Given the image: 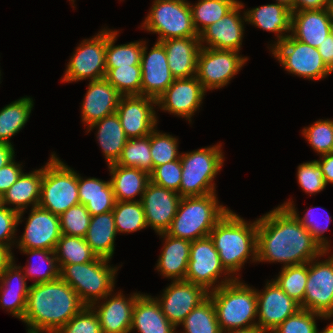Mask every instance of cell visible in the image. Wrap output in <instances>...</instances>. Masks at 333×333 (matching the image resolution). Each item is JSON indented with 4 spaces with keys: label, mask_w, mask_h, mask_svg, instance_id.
<instances>
[{
    "label": "cell",
    "mask_w": 333,
    "mask_h": 333,
    "mask_svg": "<svg viewBox=\"0 0 333 333\" xmlns=\"http://www.w3.org/2000/svg\"><path fill=\"white\" fill-rule=\"evenodd\" d=\"M42 178L43 166L29 173L22 172L17 181L2 195L1 205L19 213L17 225L22 223L28 206L33 208L39 205Z\"/></svg>",
    "instance_id": "cell-27"
},
{
    "label": "cell",
    "mask_w": 333,
    "mask_h": 333,
    "mask_svg": "<svg viewBox=\"0 0 333 333\" xmlns=\"http://www.w3.org/2000/svg\"><path fill=\"white\" fill-rule=\"evenodd\" d=\"M294 201L288 199L286 202L281 204L280 206L287 208L295 218L308 230V232L312 235V237L319 243V245L326 251H331L330 247V240L328 241L327 237H325L324 233L328 230L329 224L331 222L332 217L330 214L324 210L323 207H310L308 208L307 212H305L304 216L301 217L298 213V210L295 208ZM319 208V209H318ZM315 210L319 213V210H323L324 212V219L323 221L326 222L321 224L320 220H317V214ZM320 222V223H319ZM325 225V226H324Z\"/></svg>",
    "instance_id": "cell-45"
},
{
    "label": "cell",
    "mask_w": 333,
    "mask_h": 333,
    "mask_svg": "<svg viewBox=\"0 0 333 333\" xmlns=\"http://www.w3.org/2000/svg\"><path fill=\"white\" fill-rule=\"evenodd\" d=\"M243 7L239 1L223 18L206 27L199 34L201 47L240 52L246 22L245 12L240 15Z\"/></svg>",
    "instance_id": "cell-19"
},
{
    "label": "cell",
    "mask_w": 333,
    "mask_h": 333,
    "mask_svg": "<svg viewBox=\"0 0 333 333\" xmlns=\"http://www.w3.org/2000/svg\"><path fill=\"white\" fill-rule=\"evenodd\" d=\"M331 0H294L293 12L330 9Z\"/></svg>",
    "instance_id": "cell-56"
},
{
    "label": "cell",
    "mask_w": 333,
    "mask_h": 333,
    "mask_svg": "<svg viewBox=\"0 0 333 333\" xmlns=\"http://www.w3.org/2000/svg\"><path fill=\"white\" fill-rule=\"evenodd\" d=\"M333 316H323L307 309H299L278 325L271 333H317V319L330 320Z\"/></svg>",
    "instance_id": "cell-49"
},
{
    "label": "cell",
    "mask_w": 333,
    "mask_h": 333,
    "mask_svg": "<svg viewBox=\"0 0 333 333\" xmlns=\"http://www.w3.org/2000/svg\"><path fill=\"white\" fill-rule=\"evenodd\" d=\"M114 293L106 295L101 303L97 301L91 307L98 315L102 333H130L133 308L140 292L129 297H125L122 291Z\"/></svg>",
    "instance_id": "cell-23"
},
{
    "label": "cell",
    "mask_w": 333,
    "mask_h": 333,
    "mask_svg": "<svg viewBox=\"0 0 333 333\" xmlns=\"http://www.w3.org/2000/svg\"><path fill=\"white\" fill-rule=\"evenodd\" d=\"M317 160L318 165L322 169L326 184H333V153L321 155Z\"/></svg>",
    "instance_id": "cell-58"
},
{
    "label": "cell",
    "mask_w": 333,
    "mask_h": 333,
    "mask_svg": "<svg viewBox=\"0 0 333 333\" xmlns=\"http://www.w3.org/2000/svg\"><path fill=\"white\" fill-rule=\"evenodd\" d=\"M116 231L134 233L147 228L144 208L141 201H116L113 209Z\"/></svg>",
    "instance_id": "cell-41"
},
{
    "label": "cell",
    "mask_w": 333,
    "mask_h": 333,
    "mask_svg": "<svg viewBox=\"0 0 333 333\" xmlns=\"http://www.w3.org/2000/svg\"><path fill=\"white\" fill-rule=\"evenodd\" d=\"M265 284L264 290L256 289L257 329L262 333H271L301 307L274 280H268Z\"/></svg>",
    "instance_id": "cell-15"
},
{
    "label": "cell",
    "mask_w": 333,
    "mask_h": 333,
    "mask_svg": "<svg viewBox=\"0 0 333 333\" xmlns=\"http://www.w3.org/2000/svg\"><path fill=\"white\" fill-rule=\"evenodd\" d=\"M117 234L113 211H110L91 217L85 240L97 257L111 260Z\"/></svg>",
    "instance_id": "cell-35"
},
{
    "label": "cell",
    "mask_w": 333,
    "mask_h": 333,
    "mask_svg": "<svg viewBox=\"0 0 333 333\" xmlns=\"http://www.w3.org/2000/svg\"><path fill=\"white\" fill-rule=\"evenodd\" d=\"M169 69L175 79L195 77L197 57L201 49L199 37H179L161 41Z\"/></svg>",
    "instance_id": "cell-28"
},
{
    "label": "cell",
    "mask_w": 333,
    "mask_h": 333,
    "mask_svg": "<svg viewBox=\"0 0 333 333\" xmlns=\"http://www.w3.org/2000/svg\"><path fill=\"white\" fill-rule=\"evenodd\" d=\"M111 175L110 183L116 201H141L146 186L150 181V175L138 168L125 167L118 164L108 165Z\"/></svg>",
    "instance_id": "cell-32"
},
{
    "label": "cell",
    "mask_w": 333,
    "mask_h": 333,
    "mask_svg": "<svg viewBox=\"0 0 333 333\" xmlns=\"http://www.w3.org/2000/svg\"><path fill=\"white\" fill-rule=\"evenodd\" d=\"M228 210L227 206L220 204L216 193L182 197L166 233L190 242L208 237Z\"/></svg>",
    "instance_id": "cell-4"
},
{
    "label": "cell",
    "mask_w": 333,
    "mask_h": 333,
    "mask_svg": "<svg viewBox=\"0 0 333 333\" xmlns=\"http://www.w3.org/2000/svg\"><path fill=\"white\" fill-rule=\"evenodd\" d=\"M91 214L83 204L71 206L60 218L61 233L85 238L91 221Z\"/></svg>",
    "instance_id": "cell-50"
},
{
    "label": "cell",
    "mask_w": 333,
    "mask_h": 333,
    "mask_svg": "<svg viewBox=\"0 0 333 333\" xmlns=\"http://www.w3.org/2000/svg\"><path fill=\"white\" fill-rule=\"evenodd\" d=\"M13 144L0 142V168L11 162L15 158Z\"/></svg>",
    "instance_id": "cell-59"
},
{
    "label": "cell",
    "mask_w": 333,
    "mask_h": 333,
    "mask_svg": "<svg viewBox=\"0 0 333 333\" xmlns=\"http://www.w3.org/2000/svg\"><path fill=\"white\" fill-rule=\"evenodd\" d=\"M249 60L234 50L201 47L195 77L207 91L227 86Z\"/></svg>",
    "instance_id": "cell-13"
},
{
    "label": "cell",
    "mask_w": 333,
    "mask_h": 333,
    "mask_svg": "<svg viewBox=\"0 0 333 333\" xmlns=\"http://www.w3.org/2000/svg\"><path fill=\"white\" fill-rule=\"evenodd\" d=\"M56 333H102L99 318L91 306L84 308Z\"/></svg>",
    "instance_id": "cell-52"
},
{
    "label": "cell",
    "mask_w": 333,
    "mask_h": 333,
    "mask_svg": "<svg viewBox=\"0 0 333 333\" xmlns=\"http://www.w3.org/2000/svg\"><path fill=\"white\" fill-rule=\"evenodd\" d=\"M17 163L15 158L0 168V197L17 181L23 172V165Z\"/></svg>",
    "instance_id": "cell-55"
},
{
    "label": "cell",
    "mask_w": 333,
    "mask_h": 333,
    "mask_svg": "<svg viewBox=\"0 0 333 333\" xmlns=\"http://www.w3.org/2000/svg\"><path fill=\"white\" fill-rule=\"evenodd\" d=\"M209 236L222 266L234 279H240V270L248 259L257 262V218L248 223L229 209Z\"/></svg>",
    "instance_id": "cell-3"
},
{
    "label": "cell",
    "mask_w": 333,
    "mask_h": 333,
    "mask_svg": "<svg viewBox=\"0 0 333 333\" xmlns=\"http://www.w3.org/2000/svg\"><path fill=\"white\" fill-rule=\"evenodd\" d=\"M79 203L78 173L52 153L43 166L38 206L60 216Z\"/></svg>",
    "instance_id": "cell-8"
},
{
    "label": "cell",
    "mask_w": 333,
    "mask_h": 333,
    "mask_svg": "<svg viewBox=\"0 0 333 333\" xmlns=\"http://www.w3.org/2000/svg\"><path fill=\"white\" fill-rule=\"evenodd\" d=\"M105 79L122 95H141V65L106 68Z\"/></svg>",
    "instance_id": "cell-46"
},
{
    "label": "cell",
    "mask_w": 333,
    "mask_h": 333,
    "mask_svg": "<svg viewBox=\"0 0 333 333\" xmlns=\"http://www.w3.org/2000/svg\"><path fill=\"white\" fill-rule=\"evenodd\" d=\"M18 215L17 211L0 204V245L8 247L11 251L17 239Z\"/></svg>",
    "instance_id": "cell-54"
},
{
    "label": "cell",
    "mask_w": 333,
    "mask_h": 333,
    "mask_svg": "<svg viewBox=\"0 0 333 333\" xmlns=\"http://www.w3.org/2000/svg\"><path fill=\"white\" fill-rule=\"evenodd\" d=\"M181 175L182 165L179 158L178 160L156 166L150 174V181L179 194Z\"/></svg>",
    "instance_id": "cell-53"
},
{
    "label": "cell",
    "mask_w": 333,
    "mask_h": 333,
    "mask_svg": "<svg viewBox=\"0 0 333 333\" xmlns=\"http://www.w3.org/2000/svg\"><path fill=\"white\" fill-rule=\"evenodd\" d=\"M317 49L325 64L330 68L333 65V34L330 33Z\"/></svg>",
    "instance_id": "cell-57"
},
{
    "label": "cell",
    "mask_w": 333,
    "mask_h": 333,
    "mask_svg": "<svg viewBox=\"0 0 333 333\" xmlns=\"http://www.w3.org/2000/svg\"><path fill=\"white\" fill-rule=\"evenodd\" d=\"M333 73V65L330 67V74Z\"/></svg>",
    "instance_id": "cell-66"
},
{
    "label": "cell",
    "mask_w": 333,
    "mask_h": 333,
    "mask_svg": "<svg viewBox=\"0 0 333 333\" xmlns=\"http://www.w3.org/2000/svg\"><path fill=\"white\" fill-rule=\"evenodd\" d=\"M84 306L76 291L61 278L31 284L22 322L28 327L27 333H56Z\"/></svg>",
    "instance_id": "cell-2"
},
{
    "label": "cell",
    "mask_w": 333,
    "mask_h": 333,
    "mask_svg": "<svg viewBox=\"0 0 333 333\" xmlns=\"http://www.w3.org/2000/svg\"><path fill=\"white\" fill-rule=\"evenodd\" d=\"M233 280L222 266L210 236L192 241L185 281L200 285L207 292H211Z\"/></svg>",
    "instance_id": "cell-11"
},
{
    "label": "cell",
    "mask_w": 333,
    "mask_h": 333,
    "mask_svg": "<svg viewBox=\"0 0 333 333\" xmlns=\"http://www.w3.org/2000/svg\"><path fill=\"white\" fill-rule=\"evenodd\" d=\"M118 30L107 28L106 68L140 65L143 40L115 45Z\"/></svg>",
    "instance_id": "cell-37"
},
{
    "label": "cell",
    "mask_w": 333,
    "mask_h": 333,
    "mask_svg": "<svg viewBox=\"0 0 333 333\" xmlns=\"http://www.w3.org/2000/svg\"><path fill=\"white\" fill-rule=\"evenodd\" d=\"M15 258L0 276V306L22 321L30 285ZM16 284V285H15Z\"/></svg>",
    "instance_id": "cell-26"
},
{
    "label": "cell",
    "mask_w": 333,
    "mask_h": 333,
    "mask_svg": "<svg viewBox=\"0 0 333 333\" xmlns=\"http://www.w3.org/2000/svg\"><path fill=\"white\" fill-rule=\"evenodd\" d=\"M13 258L14 253L8 247L0 245V276Z\"/></svg>",
    "instance_id": "cell-60"
},
{
    "label": "cell",
    "mask_w": 333,
    "mask_h": 333,
    "mask_svg": "<svg viewBox=\"0 0 333 333\" xmlns=\"http://www.w3.org/2000/svg\"><path fill=\"white\" fill-rule=\"evenodd\" d=\"M222 333H262L257 328H246V329H229L222 331Z\"/></svg>",
    "instance_id": "cell-61"
},
{
    "label": "cell",
    "mask_w": 333,
    "mask_h": 333,
    "mask_svg": "<svg viewBox=\"0 0 333 333\" xmlns=\"http://www.w3.org/2000/svg\"><path fill=\"white\" fill-rule=\"evenodd\" d=\"M30 209L24 232L15 246L19 249L54 251L62 235L59 216L39 206Z\"/></svg>",
    "instance_id": "cell-20"
},
{
    "label": "cell",
    "mask_w": 333,
    "mask_h": 333,
    "mask_svg": "<svg viewBox=\"0 0 333 333\" xmlns=\"http://www.w3.org/2000/svg\"><path fill=\"white\" fill-rule=\"evenodd\" d=\"M207 91L196 77L175 79L166 91L156 99V106L164 112L186 118L192 123V117L199 110Z\"/></svg>",
    "instance_id": "cell-16"
},
{
    "label": "cell",
    "mask_w": 333,
    "mask_h": 333,
    "mask_svg": "<svg viewBox=\"0 0 333 333\" xmlns=\"http://www.w3.org/2000/svg\"><path fill=\"white\" fill-rule=\"evenodd\" d=\"M180 326L184 327L181 333H222L209 296L186 316Z\"/></svg>",
    "instance_id": "cell-43"
},
{
    "label": "cell",
    "mask_w": 333,
    "mask_h": 333,
    "mask_svg": "<svg viewBox=\"0 0 333 333\" xmlns=\"http://www.w3.org/2000/svg\"><path fill=\"white\" fill-rule=\"evenodd\" d=\"M325 251L285 207L278 205L257 219V263L301 265Z\"/></svg>",
    "instance_id": "cell-1"
},
{
    "label": "cell",
    "mask_w": 333,
    "mask_h": 333,
    "mask_svg": "<svg viewBox=\"0 0 333 333\" xmlns=\"http://www.w3.org/2000/svg\"><path fill=\"white\" fill-rule=\"evenodd\" d=\"M202 286L185 280L172 281L161 296L155 297L163 314L175 326L179 327L186 316L207 297Z\"/></svg>",
    "instance_id": "cell-18"
},
{
    "label": "cell",
    "mask_w": 333,
    "mask_h": 333,
    "mask_svg": "<svg viewBox=\"0 0 333 333\" xmlns=\"http://www.w3.org/2000/svg\"><path fill=\"white\" fill-rule=\"evenodd\" d=\"M94 128L97 129L96 138L107 165L116 163L128 140L122 128L119 116L116 113L106 116L100 121L88 126L86 129L89 133Z\"/></svg>",
    "instance_id": "cell-34"
},
{
    "label": "cell",
    "mask_w": 333,
    "mask_h": 333,
    "mask_svg": "<svg viewBox=\"0 0 333 333\" xmlns=\"http://www.w3.org/2000/svg\"><path fill=\"white\" fill-rule=\"evenodd\" d=\"M270 52L289 74L309 80H321L330 75L317 48L294 39L288 35L275 44Z\"/></svg>",
    "instance_id": "cell-10"
},
{
    "label": "cell",
    "mask_w": 333,
    "mask_h": 333,
    "mask_svg": "<svg viewBox=\"0 0 333 333\" xmlns=\"http://www.w3.org/2000/svg\"><path fill=\"white\" fill-rule=\"evenodd\" d=\"M33 107V99L25 96L0 109V142L13 144L10 139L24 128Z\"/></svg>",
    "instance_id": "cell-36"
},
{
    "label": "cell",
    "mask_w": 333,
    "mask_h": 333,
    "mask_svg": "<svg viewBox=\"0 0 333 333\" xmlns=\"http://www.w3.org/2000/svg\"><path fill=\"white\" fill-rule=\"evenodd\" d=\"M111 260L97 257L83 264L59 265L60 278L77 293L85 306L100 301L115 289L119 267L109 265ZM109 263V264H108Z\"/></svg>",
    "instance_id": "cell-6"
},
{
    "label": "cell",
    "mask_w": 333,
    "mask_h": 333,
    "mask_svg": "<svg viewBox=\"0 0 333 333\" xmlns=\"http://www.w3.org/2000/svg\"><path fill=\"white\" fill-rule=\"evenodd\" d=\"M331 33L333 34V15H332V22H331Z\"/></svg>",
    "instance_id": "cell-65"
},
{
    "label": "cell",
    "mask_w": 333,
    "mask_h": 333,
    "mask_svg": "<svg viewBox=\"0 0 333 333\" xmlns=\"http://www.w3.org/2000/svg\"><path fill=\"white\" fill-rule=\"evenodd\" d=\"M302 135L317 154L333 153V119H319L304 127Z\"/></svg>",
    "instance_id": "cell-48"
},
{
    "label": "cell",
    "mask_w": 333,
    "mask_h": 333,
    "mask_svg": "<svg viewBox=\"0 0 333 333\" xmlns=\"http://www.w3.org/2000/svg\"><path fill=\"white\" fill-rule=\"evenodd\" d=\"M178 138L162 133L157 127L150 133V153L153 163V170L160 166L180 158L178 151Z\"/></svg>",
    "instance_id": "cell-47"
},
{
    "label": "cell",
    "mask_w": 333,
    "mask_h": 333,
    "mask_svg": "<svg viewBox=\"0 0 333 333\" xmlns=\"http://www.w3.org/2000/svg\"><path fill=\"white\" fill-rule=\"evenodd\" d=\"M330 11H331V14L333 15V0H331Z\"/></svg>",
    "instance_id": "cell-64"
},
{
    "label": "cell",
    "mask_w": 333,
    "mask_h": 333,
    "mask_svg": "<svg viewBox=\"0 0 333 333\" xmlns=\"http://www.w3.org/2000/svg\"><path fill=\"white\" fill-rule=\"evenodd\" d=\"M317 333H333V321L331 320L330 324H327L322 331L317 330Z\"/></svg>",
    "instance_id": "cell-63"
},
{
    "label": "cell",
    "mask_w": 333,
    "mask_h": 333,
    "mask_svg": "<svg viewBox=\"0 0 333 333\" xmlns=\"http://www.w3.org/2000/svg\"><path fill=\"white\" fill-rule=\"evenodd\" d=\"M156 99L141 96H121L116 114L128 139L148 136L156 127Z\"/></svg>",
    "instance_id": "cell-17"
},
{
    "label": "cell",
    "mask_w": 333,
    "mask_h": 333,
    "mask_svg": "<svg viewBox=\"0 0 333 333\" xmlns=\"http://www.w3.org/2000/svg\"><path fill=\"white\" fill-rule=\"evenodd\" d=\"M181 196L151 181L141 198L146 224L157 234L166 232L174 219Z\"/></svg>",
    "instance_id": "cell-22"
},
{
    "label": "cell",
    "mask_w": 333,
    "mask_h": 333,
    "mask_svg": "<svg viewBox=\"0 0 333 333\" xmlns=\"http://www.w3.org/2000/svg\"><path fill=\"white\" fill-rule=\"evenodd\" d=\"M146 40L143 41L141 54V96H148L157 99L174 82L167 60L165 48L161 42L153 45L147 51Z\"/></svg>",
    "instance_id": "cell-21"
},
{
    "label": "cell",
    "mask_w": 333,
    "mask_h": 333,
    "mask_svg": "<svg viewBox=\"0 0 333 333\" xmlns=\"http://www.w3.org/2000/svg\"><path fill=\"white\" fill-rule=\"evenodd\" d=\"M115 164L138 168L150 175L153 172L150 153V134L141 138L128 139Z\"/></svg>",
    "instance_id": "cell-42"
},
{
    "label": "cell",
    "mask_w": 333,
    "mask_h": 333,
    "mask_svg": "<svg viewBox=\"0 0 333 333\" xmlns=\"http://www.w3.org/2000/svg\"><path fill=\"white\" fill-rule=\"evenodd\" d=\"M208 296L213 301L221 331L257 328L256 288L234 279L209 292Z\"/></svg>",
    "instance_id": "cell-5"
},
{
    "label": "cell",
    "mask_w": 333,
    "mask_h": 333,
    "mask_svg": "<svg viewBox=\"0 0 333 333\" xmlns=\"http://www.w3.org/2000/svg\"><path fill=\"white\" fill-rule=\"evenodd\" d=\"M330 9L303 10L292 13L291 36L317 48L331 33Z\"/></svg>",
    "instance_id": "cell-25"
},
{
    "label": "cell",
    "mask_w": 333,
    "mask_h": 333,
    "mask_svg": "<svg viewBox=\"0 0 333 333\" xmlns=\"http://www.w3.org/2000/svg\"><path fill=\"white\" fill-rule=\"evenodd\" d=\"M330 252L308 262V279L305 288L302 309L319 313L323 316H333V253L326 260H320Z\"/></svg>",
    "instance_id": "cell-14"
},
{
    "label": "cell",
    "mask_w": 333,
    "mask_h": 333,
    "mask_svg": "<svg viewBox=\"0 0 333 333\" xmlns=\"http://www.w3.org/2000/svg\"><path fill=\"white\" fill-rule=\"evenodd\" d=\"M222 143L202 147L191 152L180 153L182 177L179 195L203 196L216 193L214 179L224 163Z\"/></svg>",
    "instance_id": "cell-7"
},
{
    "label": "cell",
    "mask_w": 333,
    "mask_h": 333,
    "mask_svg": "<svg viewBox=\"0 0 333 333\" xmlns=\"http://www.w3.org/2000/svg\"><path fill=\"white\" fill-rule=\"evenodd\" d=\"M238 2V0H198L195 4L189 2L193 26L198 35L206 27L223 18Z\"/></svg>",
    "instance_id": "cell-39"
},
{
    "label": "cell",
    "mask_w": 333,
    "mask_h": 333,
    "mask_svg": "<svg viewBox=\"0 0 333 333\" xmlns=\"http://www.w3.org/2000/svg\"><path fill=\"white\" fill-rule=\"evenodd\" d=\"M121 94L105 79L89 80L81 105V119L86 127L116 113Z\"/></svg>",
    "instance_id": "cell-24"
},
{
    "label": "cell",
    "mask_w": 333,
    "mask_h": 333,
    "mask_svg": "<svg viewBox=\"0 0 333 333\" xmlns=\"http://www.w3.org/2000/svg\"><path fill=\"white\" fill-rule=\"evenodd\" d=\"M107 29L104 27L92 38L84 39L75 49L64 71L62 82L100 80L106 75Z\"/></svg>",
    "instance_id": "cell-12"
},
{
    "label": "cell",
    "mask_w": 333,
    "mask_h": 333,
    "mask_svg": "<svg viewBox=\"0 0 333 333\" xmlns=\"http://www.w3.org/2000/svg\"><path fill=\"white\" fill-rule=\"evenodd\" d=\"M177 333L175 326L166 318L158 301L148 294H140L133 308L130 333Z\"/></svg>",
    "instance_id": "cell-31"
},
{
    "label": "cell",
    "mask_w": 333,
    "mask_h": 333,
    "mask_svg": "<svg viewBox=\"0 0 333 333\" xmlns=\"http://www.w3.org/2000/svg\"><path fill=\"white\" fill-rule=\"evenodd\" d=\"M54 253L59 265L83 264L97 258L85 238L64 234L58 240Z\"/></svg>",
    "instance_id": "cell-40"
},
{
    "label": "cell",
    "mask_w": 333,
    "mask_h": 333,
    "mask_svg": "<svg viewBox=\"0 0 333 333\" xmlns=\"http://www.w3.org/2000/svg\"><path fill=\"white\" fill-rule=\"evenodd\" d=\"M158 235L163 238L164 246L157 260L155 270L160 272L162 277L172 281L185 280L192 242L172 237L166 232Z\"/></svg>",
    "instance_id": "cell-29"
},
{
    "label": "cell",
    "mask_w": 333,
    "mask_h": 333,
    "mask_svg": "<svg viewBox=\"0 0 333 333\" xmlns=\"http://www.w3.org/2000/svg\"><path fill=\"white\" fill-rule=\"evenodd\" d=\"M246 24L254 25L263 31L275 33L276 41L269 44L271 49L283 41L291 32L292 11L278 3L261 5L250 10H244Z\"/></svg>",
    "instance_id": "cell-30"
},
{
    "label": "cell",
    "mask_w": 333,
    "mask_h": 333,
    "mask_svg": "<svg viewBox=\"0 0 333 333\" xmlns=\"http://www.w3.org/2000/svg\"><path fill=\"white\" fill-rule=\"evenodd\" d=\"M21 253L29 255L32 257H40V261L37 264L35 262L28 264L25 267L20 266L23 270L27 280L33 279L35 282L32 284H40L45 282H50L60 278V267L55 256L54 251L45 249H19ZM25 270V271H24Z\"/></svg>",
    "instance_id": "cell-38"
},
{
    "label": "cell",
    "mask_w": 333,
    "mask_h": 333,
    "mask_svg": "<svg viewBox=\"0 0 333 333\" xmlns=\"http://www.w3.org/2000/svg\"><path fill=\"white\" fill-rule=\"evenodd\" d=\"M141 29L158 34L157 42L170 38L199 37L188 1L154 0Z\"/></svg>",
    "instance_id": "cell-9"
},
{
    "label": "cell",
    "mask_w": 333,
    "mask_h": 333,
    "mask_svg": "<svg viewBox=\"0 0 333 333\" xmlns=\"http://www.w3.org/2000/svg\"><path fill=\"white\" fill-rule=\"evenodd\" d=\"M78 194L80 204L85 205L91 216L113 211L115 207L116 199L110 180L84 179L78 173Z\"/></svg>",
    "instance_id": "cell-33"
},
{
    "label": "cell",
    "mask_w": 333,
    "mask_h": 333,
    "mask_svg": "<svg viewBox=\"0 0 333 333\" xmlns=\"http://www.w3.org/2000/svg\"><path fill=\"white\" fill-rule=\"evenodd\" d=\"M307 279L308 263H305L282 267L273 280L290 298L301 304L305 295Z\"/></svg>",
    "instance_id": "cell-44"
},
{
    "label": "cell",
    "mask_w": 333,
    "mask_h": 333,
    "mask_svg": "<svg viewBox=\"0 0 333 333\" xmlns=\"http://www.w3.org/2000/svg\"><path fill=\"white\" fill-rule=\"evenodd\" d=\"M276 3L284 6L285 8H287L290 11H292V13H293V3H294V0H276Z\"/></svg>",
    "instance_id": "cell-62"
},
{
    "label": "cell",
    "mask_w": 333,
    "mask_h": 333,
    "mask_svg": "<svg viewBox=\"0 0 333 333\" xmlns=\"http://www.w3.org/2000/svg\"><path fill=\"white\" fill-rule=\"evenodd\" d=\"M296 174L299 186L310 196L323 191L327 186L317 160L301 163Z\"/></svg>",
    "instance_id": "cell-51"
}]
</instances>
